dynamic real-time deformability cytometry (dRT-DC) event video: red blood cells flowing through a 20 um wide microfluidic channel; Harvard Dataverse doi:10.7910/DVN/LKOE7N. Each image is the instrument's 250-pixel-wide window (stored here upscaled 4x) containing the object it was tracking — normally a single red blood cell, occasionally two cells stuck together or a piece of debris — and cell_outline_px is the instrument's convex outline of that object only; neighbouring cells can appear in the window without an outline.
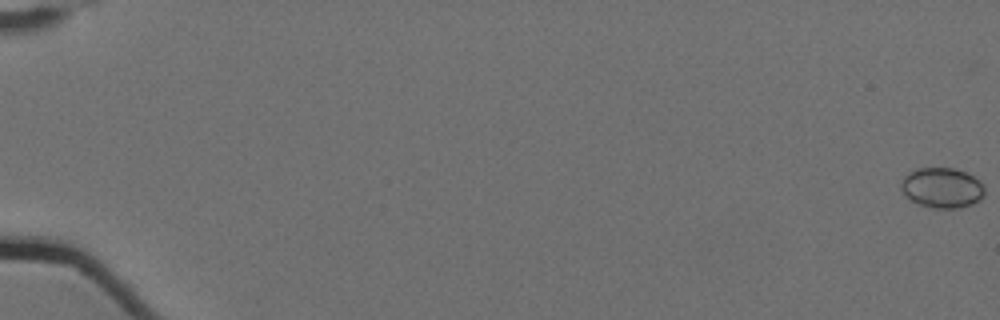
{"species": "Egyptian fruit bat (a non-hibernating species)", "species_latin": "Rousettus aegyptiacus", "temperature_condition": "cold", "stored_images_in_passage": 4, "camera_frame_rate_fps": 3000, "um_per_image_px": 0.085, "animal": {"sex": "female"}, "frame": {"image": 1, "passage_image": 1, "time_ms": 0.0, "image_size_px": [1000, 320], "cell_outline_px": [[984, 196], [980, 200], [972, 204], [960, 208], [932, 208], [916, 204], [900, 188], [900, 180], [908, 172], [916, 168], [952, 168], [964, 172], [980, 180], [984, 188]], "centroid_in_image_um": [80.06, 15.97], "position_along_channel_um": 4.9, "area_um2": 19.71}}